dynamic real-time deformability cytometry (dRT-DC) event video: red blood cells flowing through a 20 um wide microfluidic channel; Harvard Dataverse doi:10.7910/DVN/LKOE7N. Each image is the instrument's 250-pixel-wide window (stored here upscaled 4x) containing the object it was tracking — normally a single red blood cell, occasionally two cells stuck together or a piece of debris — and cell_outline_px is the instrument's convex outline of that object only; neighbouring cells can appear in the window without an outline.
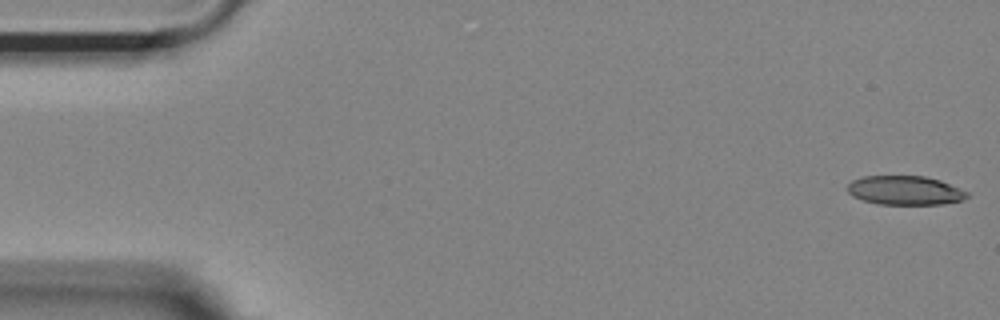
{"species": "Egyptian fruit bat (a non-hibernating species)", "species_latin": "Rousettus aegyptiacus", "temperature_condition": "room temperature", "stored_images_in_passage": 54, "camera_frame_rate_fps": 3000, "um_per_image_px": 0.085, "animal": {"sex": "female"}, "frame": {"image": 1, "passage_image": 1, "time_ms": 0.0, "image_size_px": [1000, 320], "cell_outline_px": [[968, 196], [964, 200], [944, 204], [876, 204], [852, 196], [848, 192], [848, 184], [852, 180], [864, 176], [924, 176], [940, 180], [968, 192]], "centroid_in_image_um": [76.93, 16.18], "position_along_channel_um": 8.1, "area_um2": 20.23}}
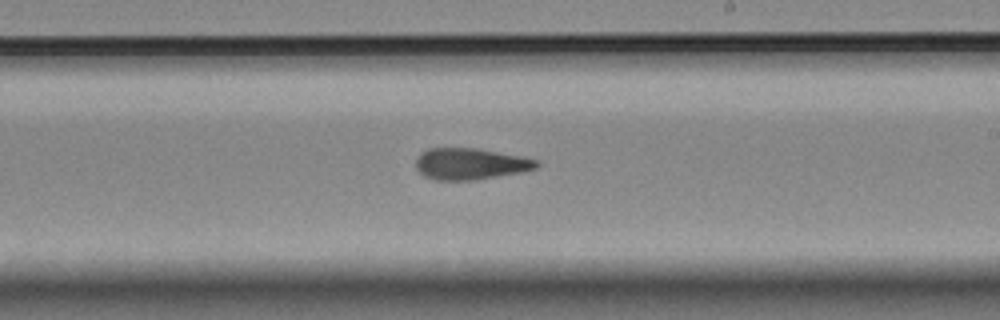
{"frame": {"image": 2, "passage_image": 31, "time_ms": 10.0, "image_size_px": [1000, 320], "cell_outline_px": [[540, 164], [536, 168], [520, 172], [476, 180], [436, 180], [424, 176], [416, 168], [416, 160], [420, 152], [428, 148], [476, 148], [520, 156], [540, 160]], "centroid_in_image_um": [39.97, 13.92], "position_along_channel_um": 249.0, "area_um2": 22.14}}
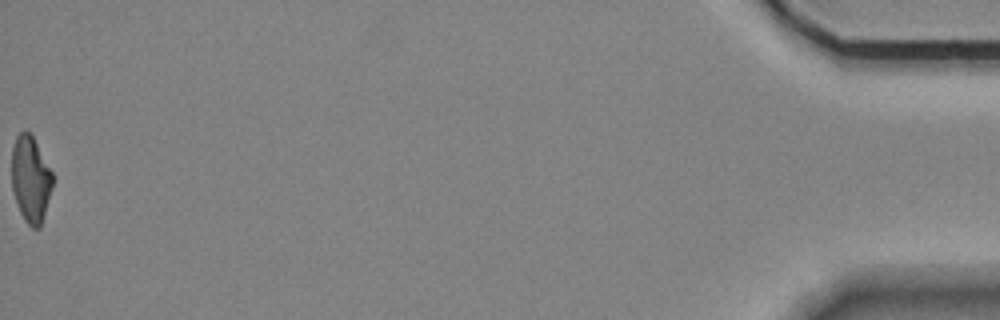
{"frame": {"image": 3, "passage_image": 54, "time_ms": 17.667, "image_size_px": [1000, 320], "cell_outline_px": [[52, 188], [40, 228], [32, 228], [24, 220], [20, 212], [12, 188], [12, 148], [16, 136], [20, 132], [28, 132], [32, 136], [52, 172]], "centroid_in_image_um": [2.59, 15.25], "position_along_channel_um": 432.6, "area_um2": 20.23}, "authors_computed_cell_mechanics": {"area_um2": 22.1374, "velocity_mm_per_s": 3.6932, "shape_relaxation_time_tau1_ms": null, "shape_relaxation_time_tau2_ms": 4.0038, "deformation_change_tau1": null, "deformation_change_tau2": 0.1334}}